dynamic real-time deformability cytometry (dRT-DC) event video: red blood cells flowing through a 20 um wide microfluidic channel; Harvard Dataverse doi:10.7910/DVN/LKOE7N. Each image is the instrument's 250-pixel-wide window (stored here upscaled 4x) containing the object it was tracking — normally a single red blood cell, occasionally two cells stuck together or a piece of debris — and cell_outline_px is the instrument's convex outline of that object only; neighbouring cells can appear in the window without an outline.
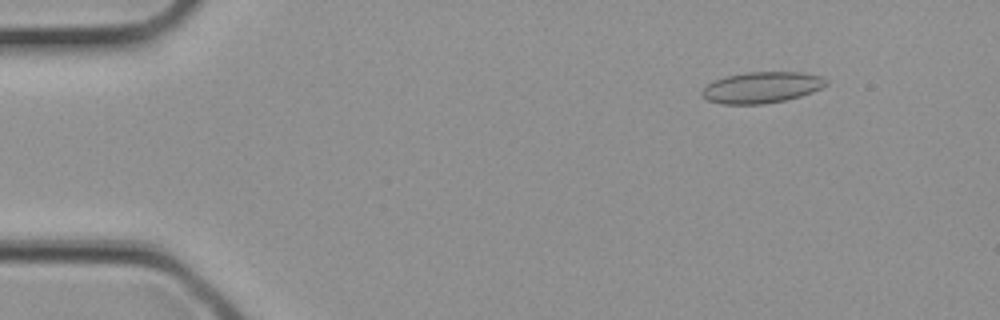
{"species": "common noctule bat (a hibernating species)", "species_latin": "Nyctalus noctula", "temperature_condition": "cold", "stored_images_in_passage": 4, "camera_frame_rate_fps": 3000, "um_per_image_px": 0.085, "animal": {"sex": "female", "body_mass_g": 21.9}, "frame": {"image": 1, "passage_image": 4, "time_ms": 1.0, "image_size_px": [1000, 320], "cell_outline_px": [[828, 84], [812, 92], [800, 96], [784, 100], [764, 104], [720, 104], [708, 100], [700, 92], [708, 84], [716, 80], [728, 76], [748, 72], [800, 72], [820, 76], [828, 80]], "centroid_in_image_um": [64.76, 7.43], "position_along_channel_um": 20.2, "area_um2": 22.31}}